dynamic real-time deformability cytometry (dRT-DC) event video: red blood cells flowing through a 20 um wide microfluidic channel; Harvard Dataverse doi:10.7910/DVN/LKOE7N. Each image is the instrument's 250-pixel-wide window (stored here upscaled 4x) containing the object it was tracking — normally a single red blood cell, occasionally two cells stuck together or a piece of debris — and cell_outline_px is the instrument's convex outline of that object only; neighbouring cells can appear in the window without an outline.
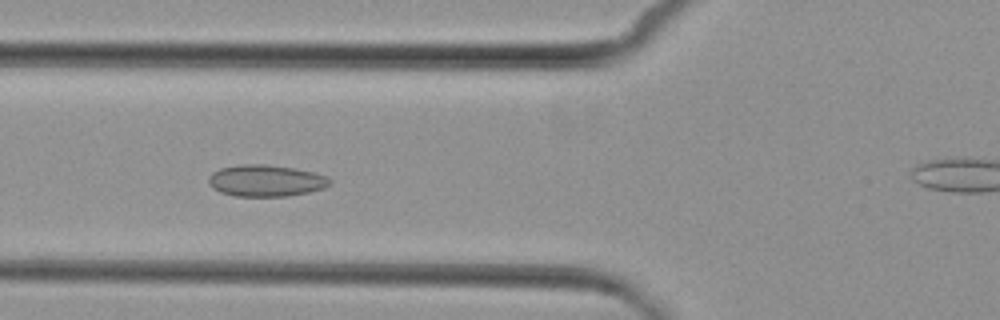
{"species": "common noctule bat (a hibernating species)", "species_latin": "Nyctalus noctula", "temperature_condition": "cold", "stored_images_in_passage": 3, "camera_frame_rate_fps": 3000, "um_per_image_px": 0.085, "animal": {"sex": "female", "body_mass_g": 29.2, "forearm_length_mm": 56.3}, "frame": {"image": 1, "passage_image": 2, "time_ms": 1.0, "image_size_px": [1000, 320], "cell_outline_px": [[332, 184], [324, 188], [308, 192], [288, 196], [236, 196], [220, 192], [212, 188], [208, 184], [208, 176], [212, 172], [220, 168], [240, 164], [268, 164], [296, 168], [316, 172], [328, 176], [332, 180]], "centroid_in_image_um": [22.62, 15.34], "position_along_channel_um": 103.2, "area_um2": 22.77}}
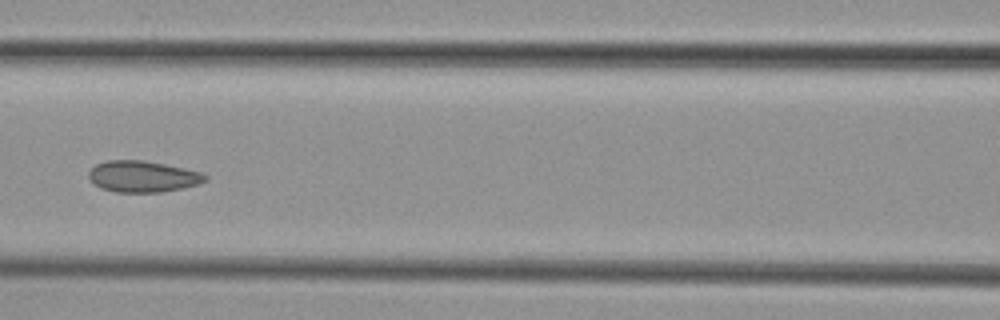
{"frame": {"image": 2, "passage_image": 3, "time_ms": 2.333, "image_size_px": [1000, 320], "cell_outline_px": [[208, 180], [200, 184], [160, 192], [116, 192], [100, 188], [92, 184], [88, 180], [88, 172], [96, 164], [108, 160], [144, 160], [184, 168], [200, 172], [208, 176]], "centroid_in_image_um": [12.1, 15.0], "position_along_channel_um": 154.5, "area_um2": 21.39}}